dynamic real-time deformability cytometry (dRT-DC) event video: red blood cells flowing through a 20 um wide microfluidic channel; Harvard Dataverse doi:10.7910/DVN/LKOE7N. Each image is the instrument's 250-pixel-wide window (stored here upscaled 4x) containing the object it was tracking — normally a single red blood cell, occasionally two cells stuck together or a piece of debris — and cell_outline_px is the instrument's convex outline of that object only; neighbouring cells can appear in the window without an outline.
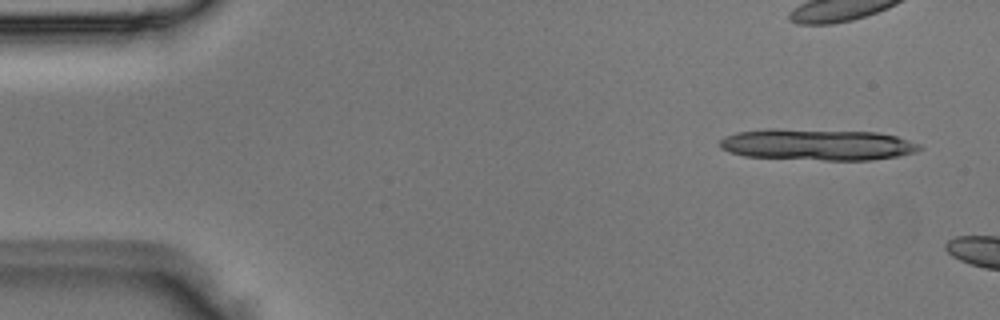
{"species": "Egyptian fruit bat (a non-hibernating species)", "species_latin": "Rousettus aegyptiacus", "temperature_condition": "room temperature", "stored_images_in_passage": 3, "camera_frame_rate_fps": 3000, "um_per_image_px": 0.085, "animal": {"sex": "male"}, "frame": {"image": 1, "passage_image": 1, "time_ms": 0.0, "image_size_px": [1000, 320], "cell_outline_px": [[924, 148], [916, 152], [900, 156], [872, 160], [824, 160], [744, 156], [728, 152], [720, 148], [720, 140], [724, 136], [736, 132], [768, 128], [776, 128], [876, 132], [896, 136], [920, 144]], "centroid_in_image_um": [69.46, 12.29], "position_along_channel_um": 15.5, "area_um2": 36.88}}